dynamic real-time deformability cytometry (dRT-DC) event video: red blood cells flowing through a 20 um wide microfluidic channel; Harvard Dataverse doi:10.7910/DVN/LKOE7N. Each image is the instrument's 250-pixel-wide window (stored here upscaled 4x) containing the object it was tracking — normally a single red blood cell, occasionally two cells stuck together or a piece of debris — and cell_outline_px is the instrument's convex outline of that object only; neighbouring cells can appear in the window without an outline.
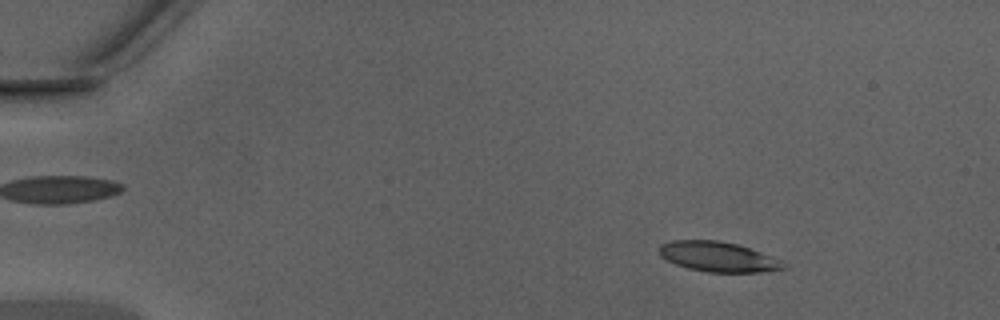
{"species": "Egyptian fruit bat (a non-hibernating species)", "species_latin": "Rousettus aegyptiacus", "temperature_condition": "warm", "stored_images_in_passage": 41, "camera_frame_rate_fps": 3000, "um_per_image_px": 0.085, "animal": {"sex": "male"}, "frame": {"image": 1, "passage_image": 7, "time_ms": 2.0, "image_size_px": [1000, 320], "cell_outline_px": [[788, 268], [760, 272], [708, 272], [688, 268], [676, 264], [660, 256], [660, 244], [672, 240], [716, 240], [736, 244], [784, 260], [788, 264]], "centroid_in_image_um": [61.09, 21.83], "position_along_channel_um": 23.9, "area_um2": 21.73}}
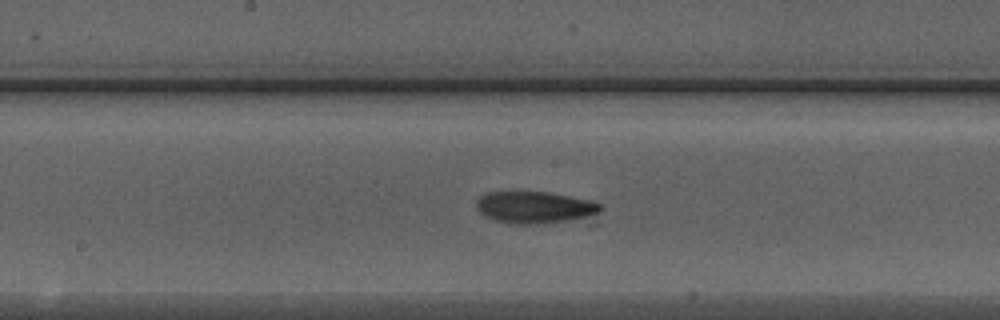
{"frame": {"image": 2, "passage_image": 26, "time_ms": 8.333, "image_size_px": [1000, 320], "cell_outline_px": [[604, 208], [600, 212], [568, 220], [532, 224], [520, 224], [496, 220], [480, 212], [476, 208], [476, 200], [484, 192], [524, 188], [548, 192], [592, 200], [604, 204]], "centroid_in_image_um": [45.41, 17.54], "position_along_channel_um": 202.8, "area_um2": 23.7}}
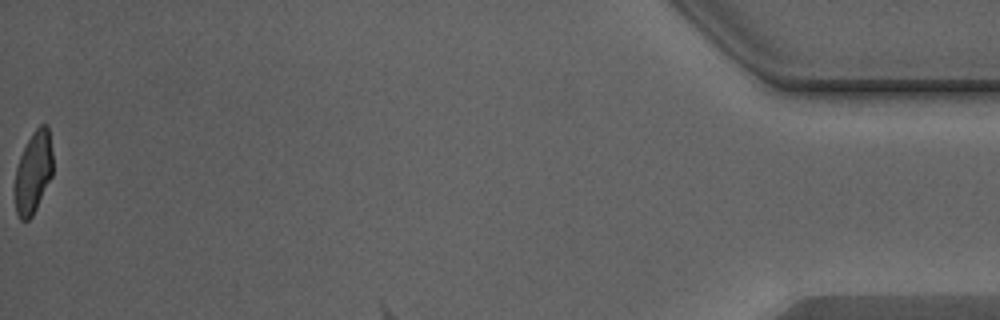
{"frame": {"image": 3, "passage_image": 41, "time_ms": 13.333, "image_size_px": [1000, 320], "cell_outline_px": [[52, 176], [32, 216], [28, 220], [20, 220], [16, 212], [16, 168], [20, 156], [32, 132], [40, 124], [48, 124], [52, 152]], "centroid_in_image_um": [2.85, 14.61], "position_along_channel_um": 432.4, "area_um2": 17.86}, "authors_computed_cell_mechanics": {"area_um2": 21.9062, "velocity_mm_per_s": 4.3434, "shape_relaxation_time_tau1_ms": 6.4982, "shape_relaxation_time_tau2_ms": 2.8647, "deformation_change_tau1": 0.1437, "deformation_change_tau2": 0.087}}